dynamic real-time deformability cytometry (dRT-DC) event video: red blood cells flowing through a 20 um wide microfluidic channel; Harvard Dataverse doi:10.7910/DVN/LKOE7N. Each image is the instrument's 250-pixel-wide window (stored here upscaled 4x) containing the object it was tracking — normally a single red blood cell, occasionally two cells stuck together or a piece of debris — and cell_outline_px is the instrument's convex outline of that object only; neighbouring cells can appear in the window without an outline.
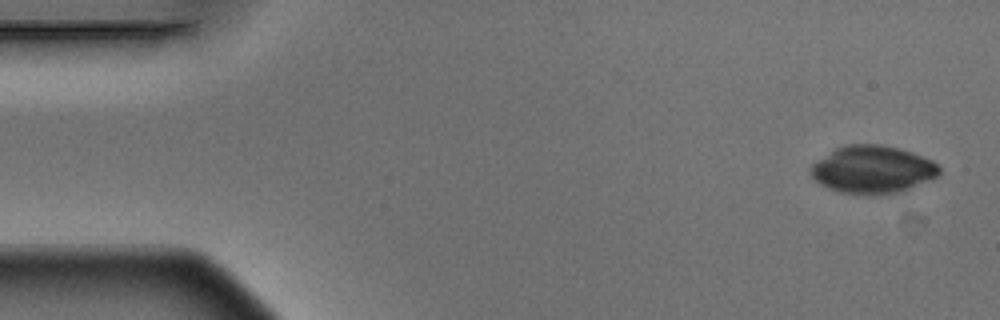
{"species": "Egyptian fruit bat (a non-hibernating species)", "species_latin": "Rousettus aegyptiacus", "temperature_condition": "warm", "stored_images_in_passage": 8, "camera_frame_rate_fps": 3000, "um_per_image_px": 0.085, "animal": {"sex": "male"}, "frame": {"image": 1, "passage_image": 1, "time_ms": 0.0, "image_size_px": [1000, 320], "cell_outline_px": [[940, 172], [936, 176], [908, 188], [896, 192], [880, 196], [864, 196], [840, 192], [828, 188], [820, 184], [812, 176], [812, 164], [836, 148], [848, 144], [880, 144], [912, 152], [932, 160], [940, 168]], "centroid_in_image_um": [74.15, 14.42], "position_along_channel_um": 10.9, "area_um2": 35.43}}